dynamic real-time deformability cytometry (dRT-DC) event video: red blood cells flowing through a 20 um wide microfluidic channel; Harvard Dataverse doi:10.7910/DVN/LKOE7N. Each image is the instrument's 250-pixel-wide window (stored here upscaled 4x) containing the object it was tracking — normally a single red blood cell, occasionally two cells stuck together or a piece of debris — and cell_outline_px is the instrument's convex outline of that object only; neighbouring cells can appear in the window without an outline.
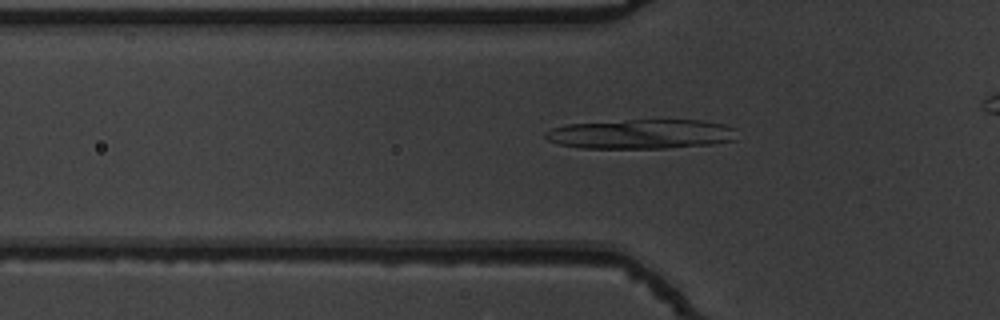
{"species": "common noctule bat (a hibernating species)", "species_latin": "Nyctalus noctula", "temperature_condition": "warm", "stored_images_in_passage": 47, "camera_frame_rate_fps": 3000, "um_per_image_px": 0.085, "animal": {"sex": "male", "body_mass_g": 19.5, "forearm_length_mm": 54.6}, "frame": {"image": 1, "passage_image": 18, "time_ms": 5.667, "image_size_px": [1000, 320], "cell_outline_px": [[736, 140], [712, 144], [668, 148], [580, 148], [560, 144], [548, 140], [544, 136], [544, 132], [552, 128], [568, 124], [628, 120], [704, 120], [724, 124], [736, 128]], "centroid_in_image_um": [54.54, 11.39], "position_along_channel_um": 71.3, "area_um2": 33.12}}
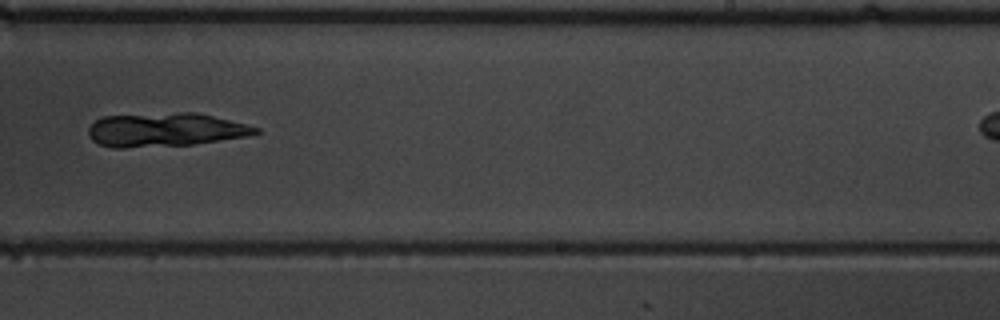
{"frame": {"image": 2, "passage_image": 34, "time_ms": 11.0, "image_size_px": [1000, 320], "cell_outline_px": [[260, 132], [248, 136], [196, 144], [124, 148], [112, 148], [100, 144], [92, 140], [88, 136], [88, 128], [96, 120], [104, 116], [180, 112], [196, 112], [248, 124], [260, 128]], "centroid_in_image_um": [14.06, 11.03], "position_along_channel_um": 274.9, "area_um2": 33.06}}
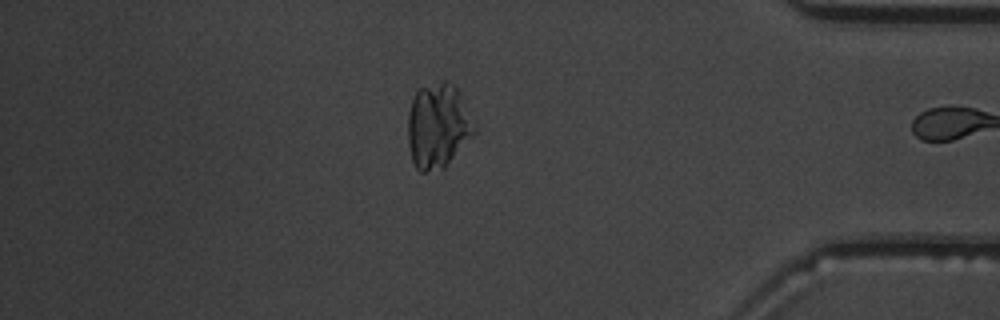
{"frame": {"image": 3, "passage_image": 46, "time_ms": 15.0, "image_size_px": [1000, 320], "cell_outline_px": [[476, 132], [444, 168], [424, 172], [420, 172], [416, 168], [412, 160], [408, 144], [408, 112], [412, 96], [420, 88], [444, 80], [448, 80], [456, 84], [476, 128]], "centroid_in_image_um": [37.22, 10.68], "position_along_channel_um": 398.0, "area_um2": 33.0}}